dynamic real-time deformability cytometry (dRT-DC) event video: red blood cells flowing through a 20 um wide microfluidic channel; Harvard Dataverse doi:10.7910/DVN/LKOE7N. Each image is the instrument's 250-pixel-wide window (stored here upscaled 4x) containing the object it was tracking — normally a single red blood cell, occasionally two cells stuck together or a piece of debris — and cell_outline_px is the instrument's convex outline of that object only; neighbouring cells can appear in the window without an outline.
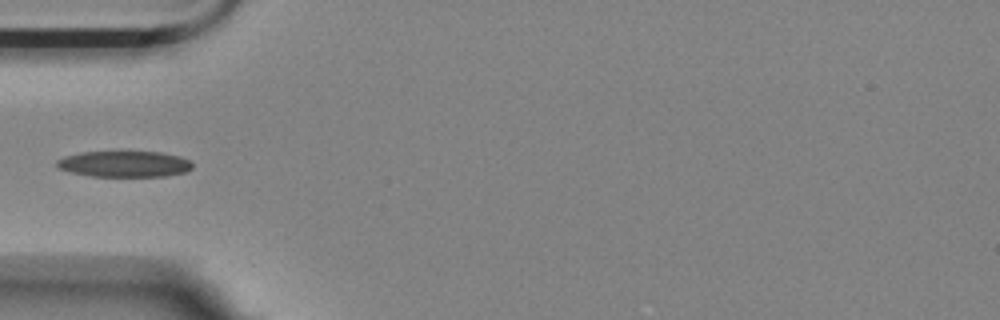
{"species": "Egyptian fruit bat (a non-hibernating species)", "species_latin": "Rousettus aegyptiacus", "temperature_condition": "room temperature", "stored_images_in_passage": 13, "camera_frame_rate_fps": 3000, "um_per_image_px": 0.085, "animal": {"sex": "female"}, "frame": {"image": 1, "passage_image": 3, "time_ms": 2.333, "image_size_px": [1000, 320], "cell_outline_px": [[192, 168], [188, 172], [164, 176], [92, 176], [72, 172], [60, 168], [56, 164], [56, 160], [64, 156], [80, 152], [124, 148], [160, 152], [180, 156], [188, 160], [192, 164]], "centroid_in_image_um": [10.58, 13.87], "position_along_channel_um": 74.4, "area_um2": 21.62}}
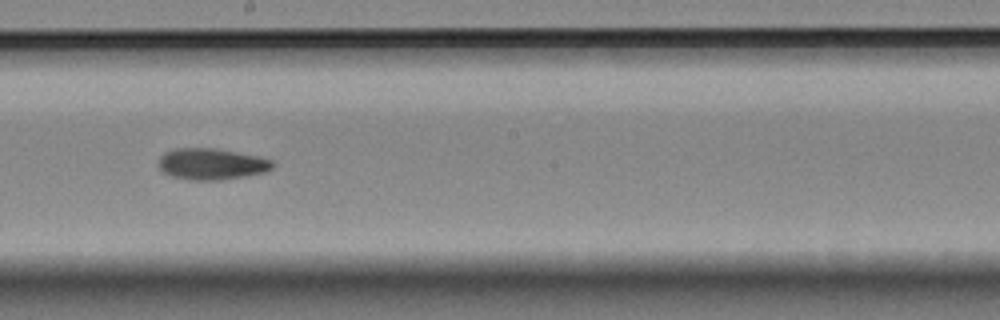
{"frame": {"image": 2, "passage_image": 7, "time_ms": 6.667, "image_size_px": [1000, 320], "cell_outline_px": [[276, 164], [272, 168], [264, 172], [244, 176], [220, 180], [192, 180], [172, 176], [164, 172], [156, 164], [160, 156], [164, 152], [176, 148], [216, 148], [256, 156], [272, 160]], "centroid_in_image_um": [17.95, 13.93], "position_along_channel_um": 230.2, "area_um2": 20.81}}
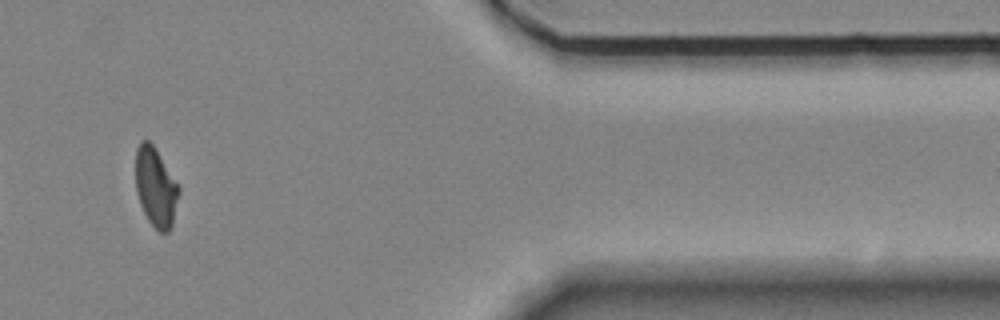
{"frame": {"image": 3, "passage_image": 11, "time_ms": 12.333, "image_size_px": [1000, 320], "cell_outline_px": [[180, 192], [172, 224], [168, 232], [160, 232], [148, 220], [140, 204], [136, 192], [136, 148], [140, 140], [148, 140], [152, 144], [180, 188]], "centroid_in_image_um": [13.22, 15.91], "position_along_channel_um": 398.2, "area_um2": 19.65}}